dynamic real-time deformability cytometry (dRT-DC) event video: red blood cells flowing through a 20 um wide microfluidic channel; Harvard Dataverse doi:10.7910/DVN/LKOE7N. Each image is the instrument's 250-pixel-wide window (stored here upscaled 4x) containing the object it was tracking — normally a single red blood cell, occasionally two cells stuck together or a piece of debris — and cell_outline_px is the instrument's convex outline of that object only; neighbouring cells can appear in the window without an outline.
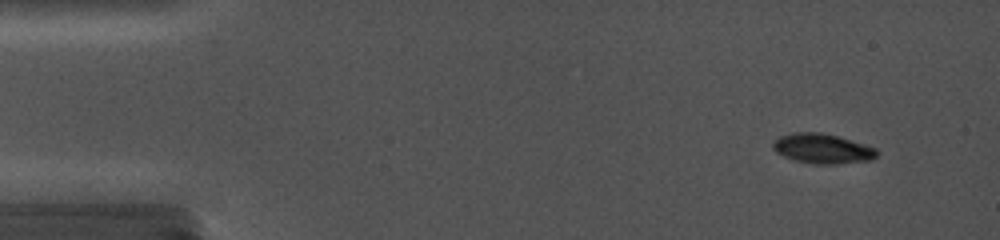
{"species": "common noctule bat (a hibernating species)", "species_latin": "Nyctalus noctula", "temperature_condition": "cold", "stored_images_in_passage": 12, "camera_frame_rate_fps": 5000, "um_per_image_px": 0.085, "animal": {"sex": "female", "body_mass_g": 19.0, "forearm_length_mm": 56.7}, "frame": {"image": 1, "passage_image": 3, "time_ms": 1.2, "image_size_px": [1000, 240], "cell_outline_px": [[880, 152], [872, 160], [836, 164], [816, 164], [796, 160], [784, 156], [776, 152], [772, 148], [772, 144], [780, 136], [792, 132], [820, 132], [836, 136], [864, 144], [876, 148]], "centroid_in_image_um": [69.92, 12.63], "position_along_channel_um": 15.1, "area_um2": 17.98}}
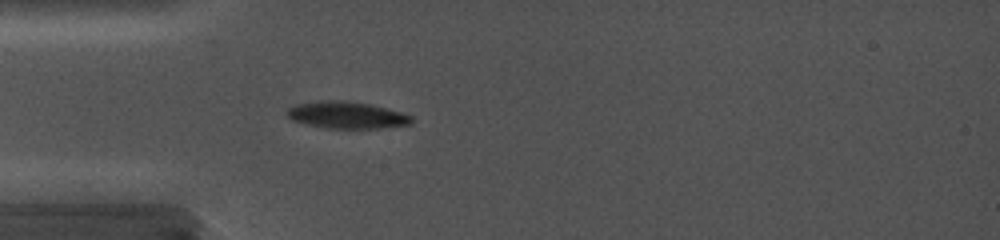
{"frame": {"image": 2, "passage_image": 9, "time_ms": 5.0, "image_size_px": [1000, 240], "cell_outline_px": [[412, 124], [380, 128], [328, 128], [308, 124], [292, 120], [288, 116], [288, 108], [296, 104], [320, 100], [348, 100], [372, 104], [400, 112], [412, 116]], "centroid_in_image_um": [29.49, 9.76], "position_along_channel_um": 55.5, "area_um2": 19.48}}